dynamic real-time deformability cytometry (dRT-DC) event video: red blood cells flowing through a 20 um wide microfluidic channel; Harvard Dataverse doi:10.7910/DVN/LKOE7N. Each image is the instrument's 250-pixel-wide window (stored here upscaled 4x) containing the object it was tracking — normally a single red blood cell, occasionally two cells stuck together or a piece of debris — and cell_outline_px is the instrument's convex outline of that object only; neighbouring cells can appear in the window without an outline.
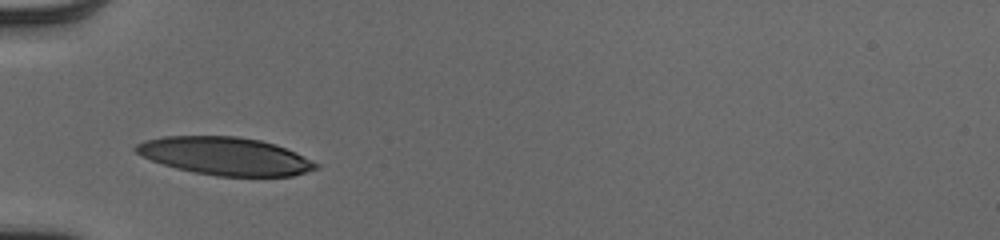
{"species": "human", "species_latin": "Homo sapiens", "temperature_condition": "cold", "stored_images_in_passage": 28, "camera_frame_rate_fps": 3000, "um_per_image_px": 0.085, "donor": {"sex": "male"}, "frame": {"image": 1, "passage_image": 1, "time_ms": 0.0, "image_size_px": [1000, 240], "cell_outline_px": [[320, 168], [292, 176], [216, 176], [176, 168], [152, 160], [136, 152], [132, 148], [136, 144], [144, 140], [164, 136], [236, 136], [260, 140], [276, 144], [296, 152], [320, 164]], "centroid_in_image_um": [19.17, 13.26], "position_along_channel_um": 65.8, "area_um2": 39.71}}
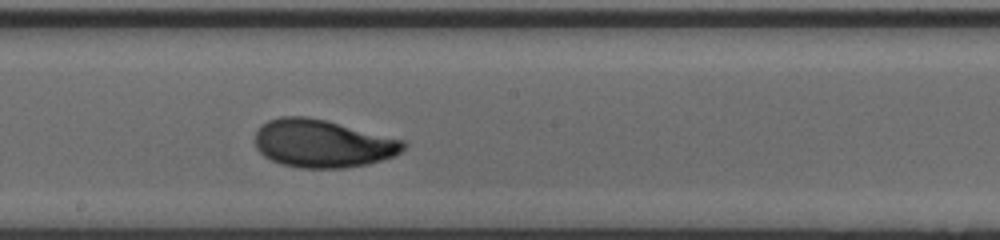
{"frame": {"image": 2, "passage_image": 13, "time_ms": 4.0, "image_size_px": [1000, 240], "cell_outline_px": [[408, 144], [400, 152], [392, 156], [368, 164], [344, 168], [300, 168], [280, 164], [264, 156], [256, 148], [256, 132], [260, 124], [268, 120], [280, 116], [308, 116], [404, 140]], "centroid_in_image_um": [27.38, 12.2], "position_along_channel_um": 220.8, "area_um2": 41.33}}
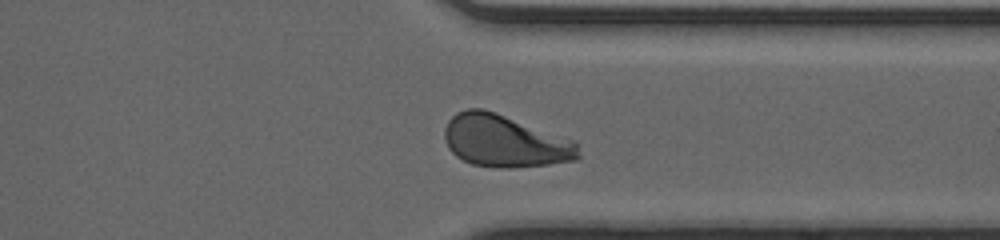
{"frame": {"image": 3, "passage_image": 24, "time_ms": 7.667, "image_size_px": [1000, 240], "cell_outline_px": [[580, 156], [576, 160], [548, 164], [512, 168], [496, 168], [472, 164], [456, 156], [448, 148], [444, 140], [444, 128], [448, 120], [456, 112], [468, 108], [484, 108], [576, 140], [580, 144]], "centroid_in_image_um": [42.93, 11.99], "position_along_channel_um": 368.5, "area_um2": 41.33}, "authors_computed_cell_mechanics": {"area_um2": 40.5756, "velocity_mm_per_s": 4.0087, "shape_relaxation_time_tau1_ms": 3.0147, "shape_relaxation_time_tau2_ms": 1.0201, "deformation_change_tau1": 0.1605, "deformation_change_tau2": 0.0617}}